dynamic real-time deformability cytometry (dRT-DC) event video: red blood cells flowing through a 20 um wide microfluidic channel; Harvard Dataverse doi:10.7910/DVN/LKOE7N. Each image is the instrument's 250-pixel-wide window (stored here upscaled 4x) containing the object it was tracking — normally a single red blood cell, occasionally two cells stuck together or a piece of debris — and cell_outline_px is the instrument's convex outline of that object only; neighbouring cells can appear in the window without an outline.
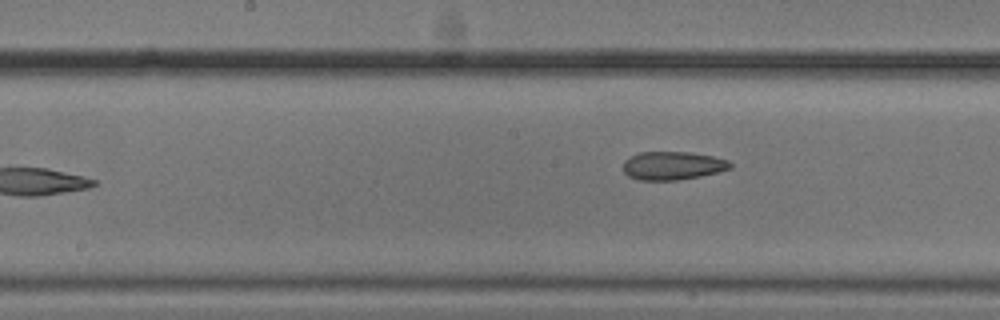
{"species": "common noctule bat (a hibernating species)", "species_latin": "Nyctalus noctula", "temperature_condition": "cold", "stored_images_in_passage": 9, "camera_frame_rate_fps": 3000, "um_per_image_px": 0.085, "animal": {"sex": "male", "body_mass_g": 20.5, "forearm_length_mm": 52.5}, "frame": {"image": 1, "passage_image": 9, "time_ms": 2.667, "image_size_px": [1000, 320], "cell_outline_px": [[732, 168], [700, 176], [676, 180], [640, 180], [628, 176], [624, 172], [624, 160], [628, 156], [640, 152], [688, 152], [712, 156], [728, 160], [732, 164]], "centroid_in_image_um": [57.15, 14.07], "position_along_channel_um": 191.1, "area_um2": 17.63}}